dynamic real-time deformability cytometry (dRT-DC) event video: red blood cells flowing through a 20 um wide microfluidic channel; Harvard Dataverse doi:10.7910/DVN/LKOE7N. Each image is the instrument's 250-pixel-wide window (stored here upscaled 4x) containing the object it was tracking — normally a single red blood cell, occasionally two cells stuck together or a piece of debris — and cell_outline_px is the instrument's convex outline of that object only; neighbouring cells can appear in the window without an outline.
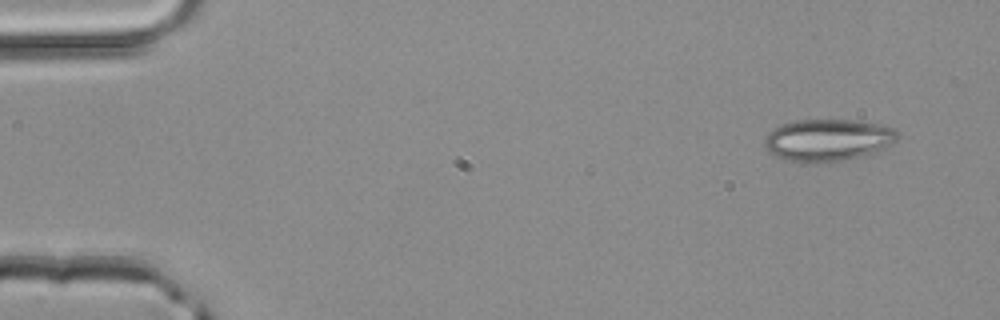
{"species": "common noctule bat (a hibernating species)", "species_latin": "Nyctalus noctula", "temperature_condition": "room temperature", "stored_images_in_passage": 2, "camera_frame_rate_fps": 3000, "um_per_image_px": 0.085, "animal": {"sex": "male", "body_mass_g": 20.4}, "frame": {"image": 1, "passage_image": 2, "time_ms": 0.333, "image_size_px": [1000, 320], "cell_outline_px": [[900, 136], [892, 144], [872, 152], [860, 156], [844, 160], [800, 164], [776, 156], [768, 152], [764, 148], [764, 136], [772, 128], [780, 124], [796, 120], [856, 120], [880, 124], [892, 128]], "centroid_in_image_um": [70.29, 11.9], "position_along_channel_um": 14.7, "area_um2": 32.83}}